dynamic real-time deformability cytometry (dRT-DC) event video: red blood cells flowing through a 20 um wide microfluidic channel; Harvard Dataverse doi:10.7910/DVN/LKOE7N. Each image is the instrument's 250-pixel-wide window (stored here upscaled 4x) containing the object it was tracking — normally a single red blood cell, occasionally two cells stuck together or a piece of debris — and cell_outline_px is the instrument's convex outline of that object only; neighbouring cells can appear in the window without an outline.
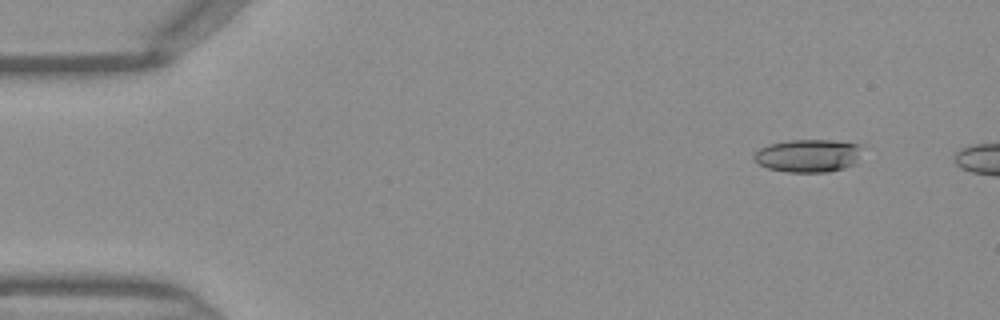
{"species": "Egyptian fruit bat (a non-hibernating species)", "species_latin": "Rousettus aegyptiacus", "temperature_condition": "warm", "stored_images_in_passage": 8, "camera_frame_rate_fps": 3000, "um_per_image_px": 0.085, "frame": {"image": 1, "passage_image": 4, "time_ms": 1.0, "image_size_px": [1000, 320], "cell_outline_px": [[864, 144], [856, 164], [844, 168], [828, 172], [784, 172], [768, 168], [752, 160], [752, 156], [760, 148], [768, 144], [788, 140], [832, 140]], "centroid_in_image_um": [68.72, 13.23], "position_along_channel_um": 16.3, "area_um2": 21.15}}